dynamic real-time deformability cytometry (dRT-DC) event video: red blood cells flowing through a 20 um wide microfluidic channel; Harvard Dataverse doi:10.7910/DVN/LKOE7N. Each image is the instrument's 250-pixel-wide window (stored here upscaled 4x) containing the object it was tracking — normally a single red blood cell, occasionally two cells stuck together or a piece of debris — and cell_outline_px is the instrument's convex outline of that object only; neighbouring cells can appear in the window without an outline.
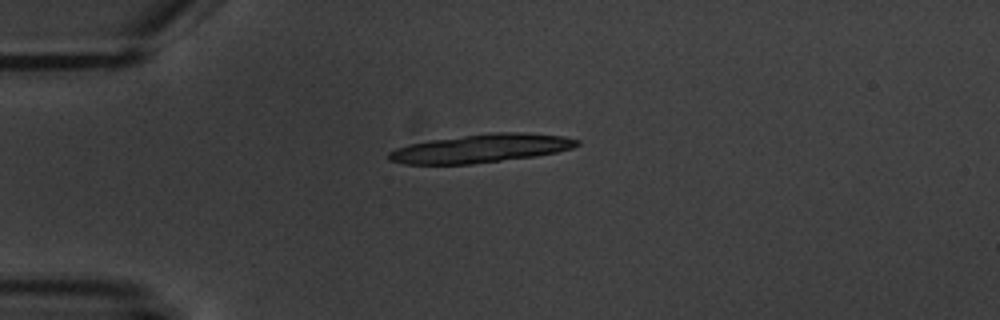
{"species": "common noctule bat (a hibernating species)", "species_latin": "Nyctalus noctula", "temperature_condition": "warm", "stored_images_in_passage": 3, "camera_frame_rate_fps": 3000, "um_per_image_px": 0.085, "animal": {"sex": "male", "body_mass_g": 20.1, "forearm_length_mm": 53.5}, "frame": {"image": 1, "passage_image": 1, "time_ms": 0.0, "image_size_px": [1000, 320], "cell_outline_px": [[580, 144], [572, 148], [556, 152], [536, 156], [472, 164], [404, 164], [388, 160], [388, 152], [396, 148], [408, 144], [432, 140], [492, 132], [520, 132], [564, 136], [580, 140]], "centroid_in_image_um": [40.89, 12.62], "position_along_channel_um": 44.1, "area_um2": 31.15}}